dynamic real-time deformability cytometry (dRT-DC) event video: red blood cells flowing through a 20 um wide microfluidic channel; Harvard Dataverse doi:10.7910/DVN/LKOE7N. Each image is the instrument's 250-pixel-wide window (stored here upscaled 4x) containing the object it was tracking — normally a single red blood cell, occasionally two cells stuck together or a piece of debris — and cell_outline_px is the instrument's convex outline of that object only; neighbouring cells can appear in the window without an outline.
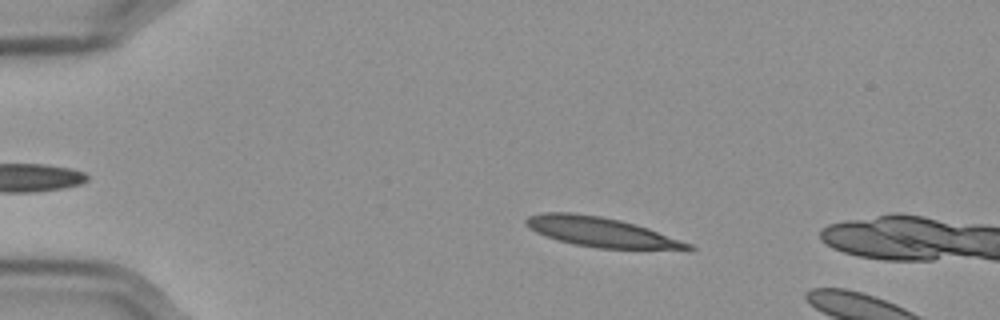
{"species": "Egyptian fruit bat (a non-hibernating species)", "species_latin": "Rousettus aegyptiacus", "temperature_condition": "cold", "stored_images_in_passage": 15, "camera_frame_rate_fps": 3000, "um_per_image_px": 0.085, "frame": {"image": 1, "passage_image": 11, "time_ms": 3.333, "image_size_px": [1000, 320], "cell_outline_px": [[696, 248], [600, 248], [576, 244], [560, 240], [536, 232], [524, 224], [524, 220], [528, 216], [544, 212], [572, 212], [600, 216], [620, 220], [648, 228], [692, 244]], "centroid_in_image_um": [51.0, 19.69], "position_along_channel_um": 34.0, "area_um2": 27.17}}